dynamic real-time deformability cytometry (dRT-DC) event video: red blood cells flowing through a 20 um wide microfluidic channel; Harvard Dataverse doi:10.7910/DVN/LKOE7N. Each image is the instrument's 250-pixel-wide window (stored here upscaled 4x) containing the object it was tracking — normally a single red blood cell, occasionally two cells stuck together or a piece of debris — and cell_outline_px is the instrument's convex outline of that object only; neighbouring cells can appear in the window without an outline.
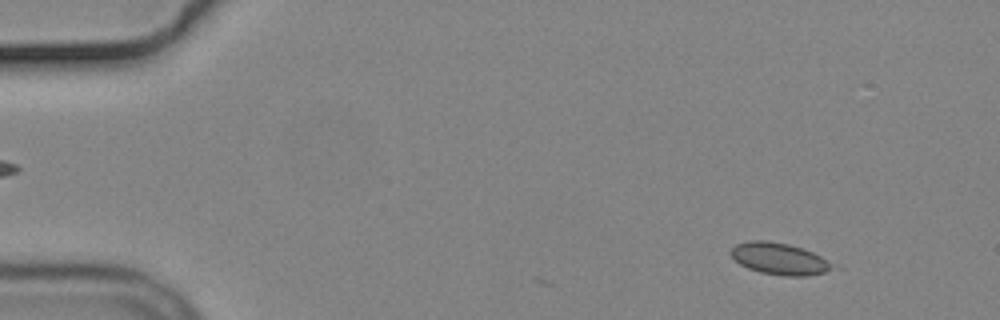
{"species": "common noctule bat (a hibernating species)", "species_latin": "Nyctalus noctula", "temperature_condition": "cold", "stored_images_in_passage": 24, "camera_frame_rate_fps": 3000, "um_per_image_px": 0.085, "animal": {"sex": "male", "body_mass_g": 19.2, "forearm_length_mm": 51.8}, "frame": {"image": 1, "passage_image": 6, "time_ms": 1.667, "image_size_px": [1000, 320], "cell_outline_px": [[832, 268], [824, 272], [808, 276], [784, 276], [760, 272], [748, 268], [740, 264], [728, 252], [736, 244], [752, 240], [764, 240], [788, 244], [812, 252], [820, 256], [832, 264]], "centroid_in_image_um": [66.2, 21.99], "position_along_channel_um": 18.8, "area_um2": 18.5}}
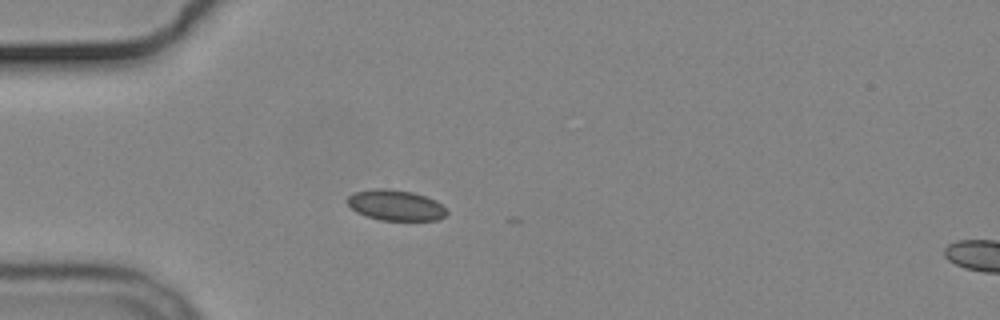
{"frame": {"image": 2, "passage_image": 16, "time_ms": 5.0, "image_size_px": [1000, 320], "cell_outline_px": [[448, 212], [444, 216], [436, 220], [380, 220], [364, 216], [356, 212], [348, 204], [348, 196], [356, 192], [376, 188], [384, 188], [412, 192], [436, 200]], "centroid_in_image_um": [33.61, 17.45], "position_along_channel_um": 51.4, "area_um2": 17.57}}
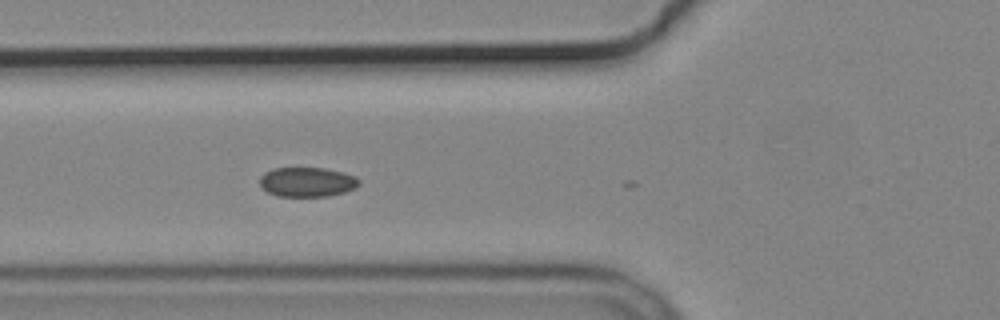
{"frame": {"image": 3, "passage_image": 21, "time_ms": 6.667, "image_size_px": [1000, 320], "cell_outline_px": [[360, 184], [356, 188], [344, 192], [328, 196], [276, 196], [268, 192], [260, 184], [260, 176], [264, 172], [272, 168], [324, 168], [340, 172], [352, 176], [360, 180]], "centroid_in_image_um": [26.08, 15.47], "position_along_channel_um": 99.7, "area_um2": 16.99}}